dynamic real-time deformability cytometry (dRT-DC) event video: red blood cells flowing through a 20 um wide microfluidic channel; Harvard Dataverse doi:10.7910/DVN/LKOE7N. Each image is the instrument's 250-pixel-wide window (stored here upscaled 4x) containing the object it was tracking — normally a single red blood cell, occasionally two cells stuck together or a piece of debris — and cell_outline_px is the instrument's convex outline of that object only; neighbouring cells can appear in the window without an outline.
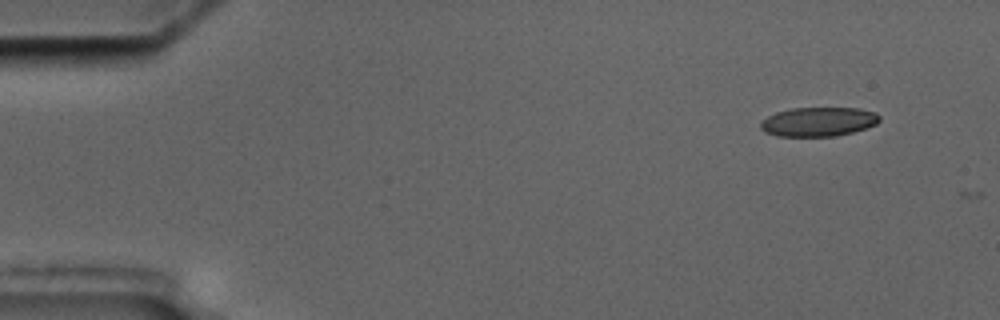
{"species": "common noctule bat (a hibernating species)", "species_latin": "Nyctalus noctula", "temperature_condition": "cold", "stored_images_in_passage": 2, "camera_frame_rate_fps": 3000, "um_per_image_px": 0.085, "animal": {"sex": "male", "body_mass_g": 17.5, "forearm_length_mm": 52.3}, "frame": {"image": 1, "passage_image": 1, "time_ms": 0.0, "image_size_px": [1000, 320], "cell_outline_px": [[880, 120], [876, 124], [852, 132], [836, 136], [776, 136], [764, 132], [760, 128], [760, 124], [768, 116], [776, 112], [792, 108], [860, 108], [876, 112], [880, 116]], "centroid_in_image_um": [69.57, 10.34], "position_along_channel_um": 15.4, "area_um2": 20.23}}